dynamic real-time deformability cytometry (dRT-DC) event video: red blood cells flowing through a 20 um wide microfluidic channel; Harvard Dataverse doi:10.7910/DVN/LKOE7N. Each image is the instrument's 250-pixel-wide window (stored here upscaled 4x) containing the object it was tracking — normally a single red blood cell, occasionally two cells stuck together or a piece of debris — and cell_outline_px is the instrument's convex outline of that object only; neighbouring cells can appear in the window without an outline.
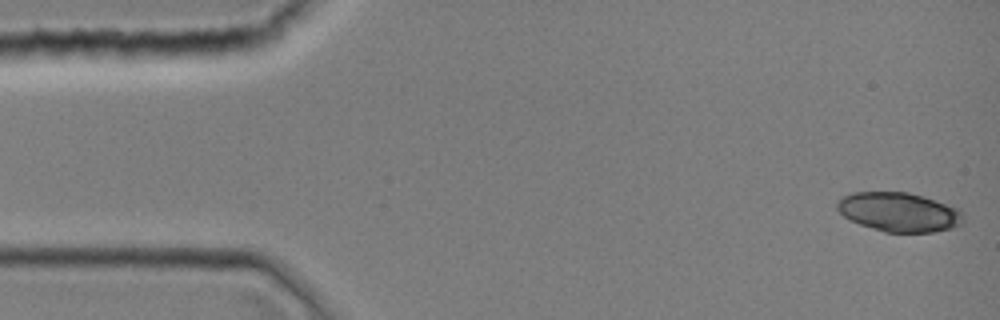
{"species": "common noctule bat (a hibernating species)", "species_latin": "Nyctalus noctula", "temperature_condition": "room temperature", "stored_images_in_passage": 43, "camera_frame_rate_fps": 3000, "um_per_image_px": 0.085, "animal": {"sex": "female", "body_mass_g": 19.0, "forearm_length_mm": 51.5}, "frame": {"image": 1, "passage_image": 1, "time_ms": 0.0, "image_size_px": [1000, 320], "cell_outline_px": [[964, 220], [960, 224], [952, 228], [932, 232], [884, 232], [860, 224], [844, 216], [836, 208], [836, 200], [840, 196], [852, 192], [908, 192], [924, 196], [960, 208], [964, 212]], "centroid_in_image_um": [76.43, 18.01], "position_along_channel_um": 8.6, "area_um2": 29.13}}
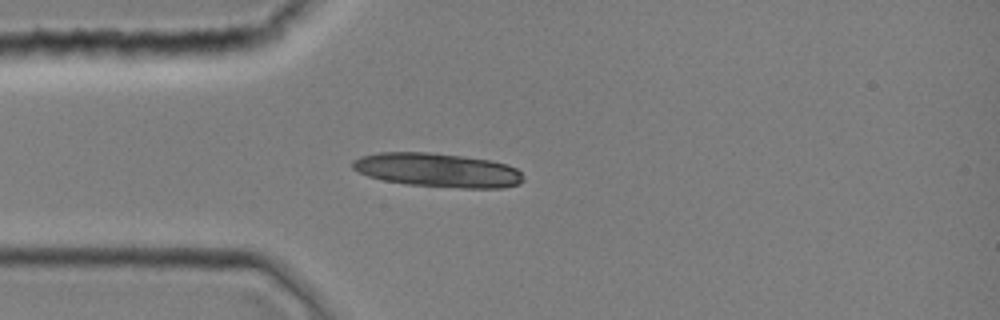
{"frame": {"image": 2, "passage_image": 11, "time_ms": 3.333, "image_size_px": [1000, 320], "cell_outline_px": [[524, 180], [520, 184], [500, 188], [460, 188], [408, 184], [384, 180], [368, 176], [352, 168], [352, 160], [360, 156], [380, 152], [428, 152], [464, 156], [492, 160], [516, 168], [524, 176]], "centroid_in_image_um": [37.21, 14.45], "position_along_channel_um": 47.8, "area_um2": 33.87}}